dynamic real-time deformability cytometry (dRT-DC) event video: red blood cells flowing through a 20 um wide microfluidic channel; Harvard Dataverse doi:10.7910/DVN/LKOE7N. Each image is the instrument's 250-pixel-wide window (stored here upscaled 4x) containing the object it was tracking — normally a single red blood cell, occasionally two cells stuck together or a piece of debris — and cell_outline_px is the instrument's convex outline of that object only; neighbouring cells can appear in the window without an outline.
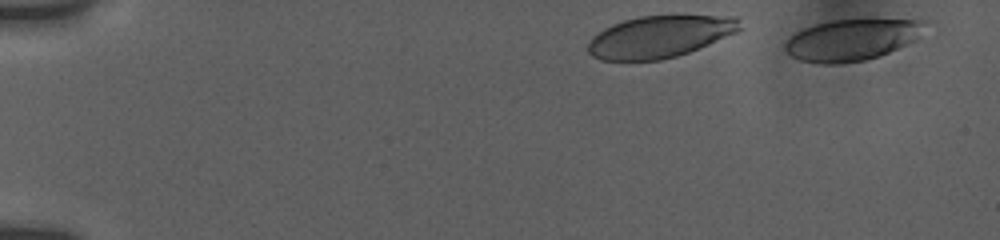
{"species": "human", "species_latin": "Homo sapiens", "temperature_condition": "room temperature", "stored_images_in_passage": 45, "camera_frame_rate_fps": 3000, "um_per_image_px": 0.085, "donor": {"sex": "female"}, "frame": {"image": 1, "passage_image": 1, "time_ms": 0.0, "image_size_px": [1000, 240], "cell_outline_px": [[932, 20], [916, 40], [908, 44], [880, 56], [864, 60], [840, 64], [820, 64], [800, 60], [792, 56], [784, 48], [784, 44], [796, 32], [804, 28], [816, 24], [832, 20], [920, 16]], "centroid_in_image_um": [72.6, 3.31], "position_along_channel_um": 12.4, "area_um2": 35.2}}
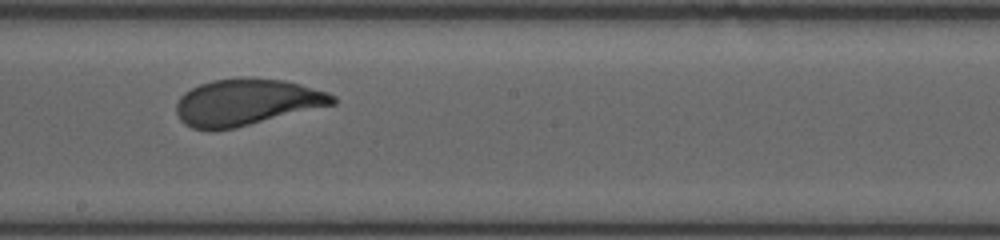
{"frame": {"image": 2, "passage_image": 26, "time_ms": 7.667, "image_size_px": [1000, 240], "cell_outline_px": [[336, 104], [236, 128], [208, 132], [192, 128], [184, 124], [180, 120], [176, 112], [176, 104], [180, 96], [184, 92], [200, 84], [212, 80], [240, 76], [248, 76], [284, 80], [300, 84], [328, 92], [336, 96]], "centroid_in_image_um": [20.94, 8.69], "position_along_channel_um": 227.3, "area_um2": 43.23}}
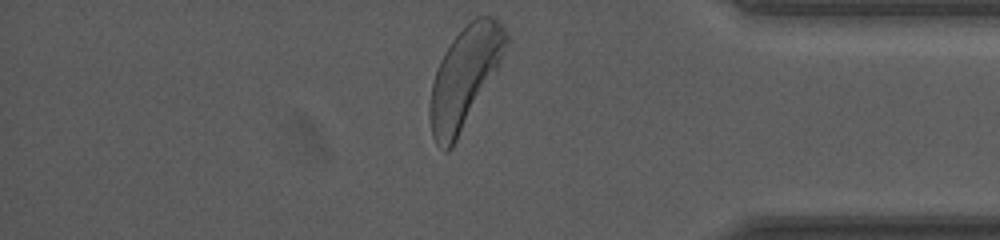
{"frame": {"image": 3, "passage_image": 45, "time_ms": 12.667, "image_size_px": [1000, 240], "cell_outline_px": [[512, 40], [452, 148], [448, 152], [444, 152], [436, 144], [432, 136], [428, 116], [428, 104], [432, 84], [440, 60], [444, 52], [452, 40], [476, 16], [492, 16], [504, 28]], "centroid_in_image_um": [39.47, 6.58], "position_along_channel_um": 395.7, "area_um2": 43.99}, "authors_computed_cell_mechanics": {"area_um2": 42.5986, "velocity_mm_per_s": 3.7351, "shape_relaxation_time_tau1_ms": 3.2883, "shape_relaxation_time_tau2_ms": null, "deformation_change_tau1": 0.1597, "deformation_change_tau2": null}}